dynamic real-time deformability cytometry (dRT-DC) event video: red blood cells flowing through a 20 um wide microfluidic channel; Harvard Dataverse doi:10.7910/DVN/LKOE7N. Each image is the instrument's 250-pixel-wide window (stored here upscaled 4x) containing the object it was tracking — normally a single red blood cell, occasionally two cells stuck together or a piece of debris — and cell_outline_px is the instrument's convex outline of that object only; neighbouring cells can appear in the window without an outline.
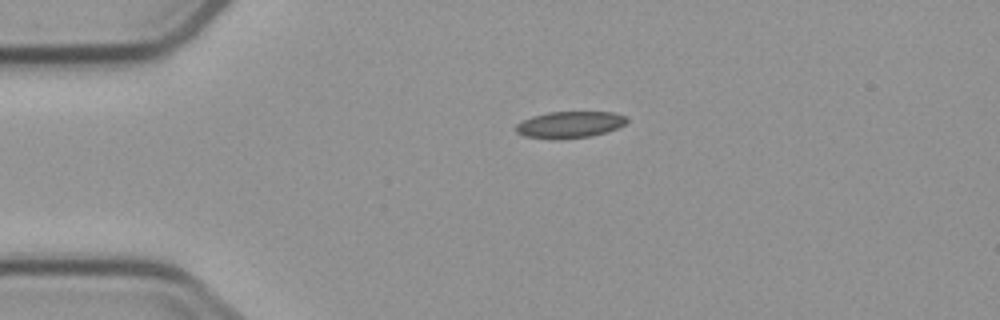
{"species": "common noctule bat (a hibernating species)", "species_latin": "Nyctalus noctula", "temperature_condition": "cold", "stored_images_in_passage": 1, "camera_frame_rate_fps": 3000, "um_per_image_px": 0.085, "animal": {"sex": "male", "body_mass_g": 23.1, "forearm_length_mm": 52.7}, "frame": {"image": 1, "passage_image": 1, "time_ms": 0.0, "image_size_px": [1000, 320], "cell_outline_px": [[628, 120], [624, 124], [616, 128], [604, 132], [588, 136], [560, 140], [556, 140], [524, 136], [516, 132], [516, 124], [532, 116], [548, 112], [612, 112], [624, 116]], "centroid_in_image_um": [48.38, 10.6], "position_along_channel_um": 36.6, "area_um2": 17.05}}